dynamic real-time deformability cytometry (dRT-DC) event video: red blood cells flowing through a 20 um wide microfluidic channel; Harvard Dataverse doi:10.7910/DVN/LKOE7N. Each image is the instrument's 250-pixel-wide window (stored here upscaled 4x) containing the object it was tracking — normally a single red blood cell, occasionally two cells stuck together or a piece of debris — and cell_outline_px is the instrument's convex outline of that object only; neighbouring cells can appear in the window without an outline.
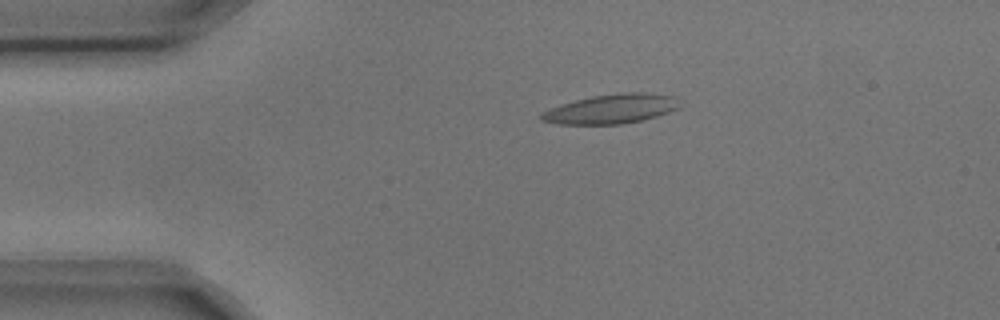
{"species": "common noctule bat (a hibernating species)", "species_latin": "Nyctalus noctula", "temperature_condition": "cold", "stored_images_in_passage": 6, "camera_frame_rate_fps": 3000, "um_per_image_px": 0.085, "animal": {"sex": "male", "body_mass_g": 17.9, "forearm_length_mm": 54.2}, "frame": {"image": 1, "passage_image": 4, "time_ms": 1.0, "image_size_px": [1000, 320], "cell_outline_px": [[680, 108], [656, 116], [640, 120], [620, 124], [556, 124], [540, 120], [540, 116], [544, 112], [552, 108], [576, 100], [592, 96], [624, 92], [644, 92], [676, 96], [680, 104]], "centroid_in_image_um": [52.01, 9.25], "position_along_channel_um": 33.0, "area_um2": 23.47}}
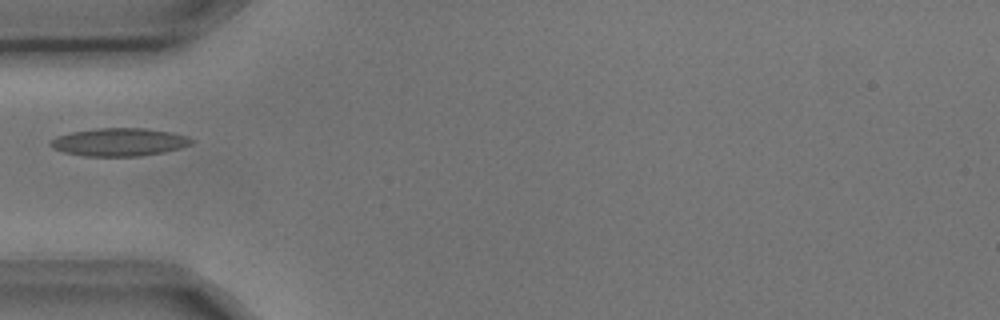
{"frame": {"image": 2, "passage_image": 6, "time_ms": 1.667, "image_size_px": [1000, 320], "cell_outline_px": [[196, 140], [192, 144], [180, 148], [164, 152], [140, 156], [84, 156], [64, 152], [52, 148], [48, 144], [56, 136], [72, 132], [96, 128], [144, 128], [172, 132], [188, 136]], "centroid_in_image_um": [10.16, 12.07], "position_along_channel_um": 74.8, "area_um2": 23.12}}